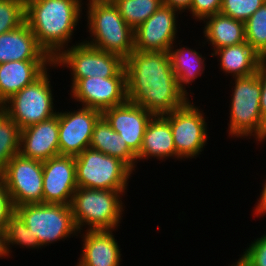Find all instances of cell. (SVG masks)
<instances>
[{
	"label": "cell",
	"instance_id": "cell-1",
	"mask_svg": "<svg viewBox=\"0 0 266 266\" xmlns=\"http://www.w3.org/2000/svg\"><path fill=\"white\" fill-rule=\"evenodd\" d=\"M127 98L153 116H164L184 106L189 97L179 88L167 51L134 50L124 60Z\"/></svg>",
	"mask_w": 266,
	"mask_h": 266
},
{
	"label": "cell",
	"instance_id": "cell-2",
	"mask_svg": "<svg viewBox=\"0 0 266 266\" xmlns=\"http://www.w3.org/2000/svg\"><path fill=\"white\" fill-rule=\"evenodd\" d=\"M81 3L82 0H25V22L52 60L70 46L83 14Z\"/></svg>",
	"mask_w": 266,
	"mask_h": 266
},
{
	"label": "cell",
	"instance_id": "cell-3",
	"mask_svg": "<svg viewBox=\"0 0 266 266\" xmlns=\"http://www.w3.org/2000/svg\"><path fill=\"white\" fill-rule=\"evenodd\" d=\"M87 26L92 40L86 44L126 60L134 49V30L111 0H87Z\"/></svg>",
	"mask_w": 266,
	"mask_h": 266
},
{
	"label": "cell",
	"instance_id": "cell-4",
	"mask_svg": "<svg viewBox=\"0 0 266 266\" xmlns=\"http://www.w3.org/2000/svg\"><path fill=\"white\" fill-rule=\"evenodd\" d=\"M125 190L80 188L74 192L70 204L73 219L81 234L86 230H115L121 223ZM122 195V196H121Z\"/></svg>",
	"mask_w": 266,
	"mask_h": 266
},
{
	"label": "cell",
	"instance_id": "cell-5",
	"mask_svg": "<svg viewBox=\"0 0 266 266\" xmlns=\"http://www.w3.org/2000/svg\"><path fill=\"white\" fill-rule=\"evenodd\" d=\"M235 86L232 90L229 136L256 141L266 140V121L260 112L261 83L257 72L250 76L235 77Z\"/></svg>",
	"mask_w": 266,
	"mask_h": 266
},
{
	"label": "cell",
	"instance_id": "cell-6",
	"mask_svg": "<svg viewBox=\"0 0 266 266\" xmlns=\"http://www.w3.org/2000/svg\"><path fill=\"white\" fill-rule=\"evenodd\" d=\"M77 187L127 190L133 170L121 159L91 148L75 156Z\"/></svg>",
	"mask_w": 266,
	"mask_h": 266
},
{
	"label": "cell",
	"instance_id": "cell-7",
	"mask_svg": "<svg viewBox=\"0 0 266 266\" xmlns=\"http://www.w3.org/2000/svg\"><path fill=\"white\" fill-rule=\"evenodd\" d=\"M15 213L38 238L41 247L71 235L80 233L73 219L70 205L63 204H24L15 207Z\"/></svg>",
	"mask_w": 266,
	"mask_h": 266
},
{
	"label": "cell",
	"instance_id": "cell-8",
	"mask_svg": "<svg viewBox=\"0 0 266 266\" xmlns=\"http://www.w3.org/2000/svg\"><path fill=\"white\" fill-rule=\"evenodd\" d=\"M47 71L1 106L21 130L57 114L54 110L51 76Z\"/></svg>",
	"mask_w": 266,
	"mask_h": 266
},
{
	"label": "cell",
	"instance_id": "cell-9",
	"mask_svg": "<svg viewBox=\"0 0 266 266\" xmlns=\"http://www.w3.org/2000/svg\"><path fill=\"white\" fill-rule=\"evenodd\" d=\"M64 49L54 60L51 68L66 67L70 69L72 79L97 76L126 77L124 60L116 54L92 47L85 42Z\"/></svg>",
	"mask_w": 266,
	"mask_h": 266
},
{
	"label": "cell",
	"instance_id": "cell-10",
	"mask_svg": "<svg viewBox=\"0 0 266 266\" xmlns=\"http://www.w3.org/2000/svg\"><path fill=\"white\" fill-rule=\"evenodd\" d=\"M190 100L181 108L164 115L170 123L177 160L196 158L207 143L206 117Z\"/></svg>",
	"mask_w": 266,
	"mask_h": 266
},
{
	"label": "cell",
	"instance_id": "cell-11",
	"mask_svg": "<svg viewBox=\"0 0 266 266\" xmlns=\"http://www.w3.org/2000/svg\"><path fill=\"white\" fill-rule=\"evenodd\" d=\"M14 207L43 203V162L14 155L1 175Z\"/></svg>",
	"mask_w": 266,
	"mask_h": 266
},
{
	"label": "cell",
	"instance_id": "cell-12",
	"mask_svg": "<svg viewBox=\"0 0 266 266\" xmlns=\"http://www.w3.org/2000/svg\"><path fill=\"white\" fill-rule=\"evenodd\" d=\"M71 97L82 107L100 111L125 103L127 98L126 77H86L70 79Z\"/></svg>",
	"mask_w": 266,
	"mask_h": 266
},
{
	"label": "cell",
	"instance_id": "cell-13",
	"mask_svg": "<svg viewBox=\"0 0 266 266\" xmlns=\"http://www.w3.org/2000/svg\"><path fill=\"white\" fill-rule=\"evenodd\" d=\"M101 117L100 111L88 107L58 111L60 155L77 156L89 148L94 126Z\"/></svg>",
	"mask_w": 266,
	"mask_h": 266
},
{
	"label": "cell",
	"instance_id": "cell-14",
	"mask_svg": "<svg viewBox=\"0 0 266 266\" xmlns=\"http://www.w3.org/2000/svg\"><path fill=\"white\" fill-rule=\"evenodd\" d=\"M178 14L179 11L162 4L134 30V49L144 52H168L178 38Z\"/></svg>",
	"mask_w": 266,
	"mask_h": 266
},
{
	"label": "cell",
	"instance_id": "cell-15",
	"mask_svg": "<svg viewBox=\"0 0 266 266\" xmlns=\"http://www.w3.org/2000/svg\"><path fill=\"white\" fill-rule=\"evenodd\" d=\"M77 189L75 156L58 155L43 162V203L70 205Z\"/></svg>",
	"mask_w": 266,
	"mask_h": 266
},
{
	"label": "cell",
	"instance_id": "cell-16",
	"mask_svg": "<svg viewBox=\"0 0 266 266\" xmlns=\"http://www.w3.org/2000/svg\"><path fill=\"white\" fill-rule=\"evenodd\" d=\"M102 117L137 155L142 147L147 124L153 115L142 106L127 100L103 111Z\"/></svg>",
	"mask_w": 266,
	"mask_h": 266
},
{
	"label": "cell",
	"instance_id": "cell-17",
	"mask_svg": "<svg viewBox=\"0 0 266 266\" xmlns=\"http://www.w3.org/2000/svg\"><path fill=\"white\" fill-rule=\"evenodd\" d=\"M58 134L57 112L55 116L21 130L20 154L42 162L60 155Z\"/></svg>",
	"mask_w": 266,
	"mask_h": 266
},
{
	"label": "cell",
	"instance_id": "cell-18",
	"mask_svg": "<svg viewBox=\"0 0 266 266\" xmlns=\"http://www.w3.org/2000/svg\"><path fill=\"white\" fill-rule=\"evenodd\" d=\"M114 230H85L77 266H120L121 249Z\"/></svg>",
	"mask_w": 266,
	"mask_h": 266
},
{
	"label": "cell",
	"instance_id": "cell-19",
	"mask_svg": "<svg viewBox=\"0 0 266 266\" xmlns=\"http://www.w3.org/2000/svg\"><path fill=\"white\" fill-rule=\"evenodd\" d=\"M52 64L53 60H23L0 63V107L22 88L32 84Z\"/></svg>",
	"mask_w": 266,
	"mask_h": 266
},
{
	"label": "cell",
	"instance_id": "cell-20",
	"mask_svg": "<svg viewBox=\"0 0 266 266\" xmlns=\"http://www.w3.org/2000/svg\"><path fill=\"white\" fill-rule=\"evenodd\" d=\"M23 60H52L39 46L26 22L0 34V63Z\"/></svg>",
	"mask_w": 266,
	"mask_h": 266
},
{
	"label": "cell",
	"instance_id": "cell-21",
	"mask_svg": "<svg viewBox=\"0 0 266 266\" xmlns=\"http://www.w3.org/2000/svg\"><path fill=\"white\" fill-rule=\"evenodd\" d=\"M159 160L177 158L170 123L163 116H153L145 129L137 163L149 158Z\"/></svg>",
	"mask_w": 266,
	"mask_h": 266
},
{
	"label": "cell",
	"instance_id": "cell-22",
	"mask_svg": "<svg viewBox=\"0 0 266 266\" xmlns=\"http://www.w3.org/2000/svg\"><path fill=\"white\" fill-rule=\"evenodd\" d=\"M220 60V68L227 75L245 77L257 72L261 56L247 43L222 47L211 53Z\"/></svg>",
	"mask_w": 266,
	"mask_h": 266
},
{
	"label": "cell",
	"instance_id": "cell-23",
	"mask_svg": "<svg viewBox=\"0 0 266 266\" xmlns=\"http://www.w3.org/2000/svg\"><path fill=\"white\" fill-rule=\"evenodd\" d=\"M203 22L206 23L203 27L205 40L212 44L213 51L246 42L245 25L242 21L217 13L205 18Z\"/></svg>",
	"mask_w": 266,
	"mask_h": 266
},
{
	"label": "cell",
	"instance_id": "cell-24",
	"mask_svg": "<svg viewBox=\"0 0 266 266\" xmlns=\"http://www.w3.org/2000/svg\"><path fill=\"white\" fill-rule=\"evenodd\" d=\"M89 148L119 158L135 171L137 155L103 117L94 126Z\"/></svg>",
	"mask_w": 266,
	"mask_h": 266
},
{
	"label": "cell",
	"instance_id": "cell-25",
	"mask_svg": "<svg viewBox=\"0 0 266 266\" xmlns=\"http://www.w3.org/2000/svg\"><path fill=\"white\" fill-rule=\"evenodd\" d=\"M178 47L175 44L168 50V55L171 61V67L175 76L177 77L179 88L188 96L189 93L186 90V86L191 85L198 76L204 73L206 64L205 58L201 53L195 49H191L187 46Z\"/></svg>",
	"mask_w": 266,
	"mask_h": 266
},
{
	"label": "cell",
	"instance_id": "cell-26",
	"mask_svg": "<svg viewBox=\"0 0 266 266\" xmlns=\"http://www.w3.org/2000/svg\"><path fill=\"white\" fill-rule=\"evenodd\" d=\"M21 129L0 107V176L8 161L20 153Z\"/></svg>",
	"mask_w": 266,
	"mask_h": 266
},
{
	"label": "cell",
	"instance_id": "cell-27",
	"mask_svg": "<svg viewBox=\"0 0 266 266\" xmlns=\"http://www.w3.org/2000/svg\"><path fill=\"white\" fill-rule=\"evenodd\" d=\"M124 21L137 29L162 5V0H111Z\"/></svg>",
	"mask_w": 266,
	"mask_h": 266
},
{
	"label": "cell",
	"instance_id": "cell-28",
	"mask_svg": "<svg viewBox=\"0 0 266 266\" xmlns=\"http://www.w3.org/2000/svg\"><path fill=\"white\" fill-rule=\"evenodd\" d=\"M3 231L8 256L11 255L10 253H12V251L10 249H12L14 245L30 249L41 248L38 238L33 236L31 229L26 226L16 213L9 218Z\"/></svg>",
	"mask_w": 266,
	"mask_h": 266
},
{
	"label": "cell",
	"instance_id": "cell-29",
	"mask_svg": "<svg viewBox=\"0 0 266 266\" xmlns=\"http://www.w3.org/2000/svg\"><path fill=\"white\" fill-rule=\"evenodd\" d=\"M246 42L261 56L266 55V1L245 22Z\"/></svg>",
	"mask_w": 266,
	"mask_h": 266
},
{
	"label": "cell",
	"instance_id": "cell-30",
	"mask_svg": "<svg viewBox=\"0 0 266 266\" xmlns=\"http://www.w3.org/2000/svg\"><path fill=\"white\" fill-rule=\"evenodd\" d=\"M25 22V0H0V34Z\"/></svg>",
	"mask_w": 266,
	"mask_h": 266
},
{
	"label": "cell",
	"instance_id": "cell-31",
	"mask_svg": "<svg viewBox=\"0 0 266 266\" xmlns=\"http://www.w3.org/2000/svg\"><path fill=\"white\" fill-rule=\"evenodd\" d=\"M266 0H222L220 13L245 22Z\"/></svg>",
	"mask_w": 266,
	"mask_h": 266
},
{
	"label": "cell",
	"instance_id": "cell-32",
	"mask_svg": "<svg viewBox=\"0 0 266 266\" xmlns=\"http://www.w3.org/2000/svg\"><path fill=\"white\" fill-rule=\"evenodd\" d=\"M238 259L243 266H266V233L255 239Z\"/></svg>",
	"mask_w": 266,
	"mask_h": 266
},
{
	"label": "cell",
	"instance_id": "cell-33",
	"mask_svg": "<svg viewBox=\"0 0 266 266\" xmlns=\"http://www.w3.org/2000/svg\"><path fill=\"white\" fill-rule=\"evenodd\" d=\"M222 0H192L190 13L197 21L220 13Z\"/></svg>",
	"mask_w": 266,
	"mask_h": 266
},
{
	"label": "cell",
	"instance_id": "cell-34",
	"mask_svg": "<svg viewBox=\"0 0 266 266\" xmlns=\"http://www.w3.org/2000/svg\"><path fill=\"white\" fill-rule=\"evenodd\" d=\"M15 213V207L7 189L6 183L0 176V230H4L9 218Z\"/></svg>",
	"mask_w": 266,
	"mask_h": 266
},
{
	"label": "cell",
	"instance_id": "cell-35",
	"mask_svg": "<svg viewBox=\"0 0 266 266\" xmlns=\"http://www.w3.org/2000/svg\"><path fill=\"white\" fill-rule=\"evenodd\" d=\"M257 74L261 83L260 112L262 118L266 121V58L261 57Z\"/></svg>",
	"mask_w": 266,
	"mask_h": 266
},
{
	"label": "cell",
	"instance_id": "cell-36",
	"mask_svg": "<svg viewBox=\"0 0 266 266\" xmlns=\"http://www.w3.org/2000/svg\"><path fill=\"white\" fill-rule=\"evenodd\" d=\"M192 0H162V4L169 6L177 11L185 12V10H190Z\"/></svg>",
	"mask_w": 266,
	"mask_h": 266
},
{
	"label": "cell",
	"instance_id": "cell-37",
	"mask_svg": "<svg viewBox=\"0 0 266 266\" xmlns=\"http://www.w3.org/2000/svg\"><path fill=\"white\" fill-rule=\"evenodd\" d=\"M260 194L261 195L258 199V203L255 205L256 209H253L255 212L254 215L256 214V217H259V215L264 216L266 214V181Z\"/></svg>",
	"mask_w": 266,
	"mask_h": 266
},
{
	"label": "cell",
	"instance_id": "cell-38",
	"mask_svg": "<svg viewBox=\"0 0 266 266\" xmlns=\"http://www.w3.org/2000/svg\"><path fill=\"white\" fill-rule=\"evenodd\" d=\"M8 257V252L6 249L4 231L0 230V258L2 259Z\"/></svg>",
	"mask_w": 266,
	"mask_h": 266
},
{
	"label": "cell",
	"instance_id": "cell-39",
	"mask_svg": "<svg viewBox=\"0 0 266 266\" xmlns=\"http://www.w3.org/2000/svg\"><path fill=\"white\" fill-rule=\"evenodd\" d=\"M231 266H243L240 261L238 260L237 262H235L234 264H232Z\"/></svg>",
	"mask_w": 266,
	"mask_h": 266
}]
</instances>
